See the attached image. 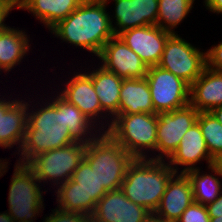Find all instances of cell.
Segmentation results:
<instances>
[{"label": "cell", "mask_w": 222, "mask_h": 222, "mask_svg": "<svg viewBox=\"0 0 222 222\" xmlns=\"http://www.w3.org/2000/svg\"><path fill=\"white\" fill-rule=\"evenodd\" d=\"M84 222H94L90 217H88Z\"/></svg>", "instance_id": "60d3db41"}, {"label": "cell", "mask_w": 222, "mask_h": 222, "mask_svg": "<svg viewBox=\"0 0 222 222\" xmlns=\"http://www.w3.org/2000/svg\"><path fill=\"white\" fill-rule=\"evenodd\" d=\"M199 112L190 104L167 112H158L156 160H167L177 149L183 135L197 121Z\"/></svg>", "instance_id": "8fae6325"}, {"label": "cell", "mask_w": 222, "mask_h": 222, "mask_svg": "<svg viewBox=\"0 0 222 222\" xmlns=\"http://www.w3.org/2000/svg\"><path fill=\"white\" fill-rule=\"evenodd\" d=\"M172 33L157 25H146L121 32L118 36L148 66L158 65L168 38Z\"/></svg>", "instance_id": "2e32d148"}, {"label": "cell", "mask_w": 222, "mask_h": 222, "mask_svg": "<svg viewBox=\"0 0 222 222\" xmlns=\"http://www.w3.org/2000/svg\"><path fill=\"white\" fill-rule=\"evenodd\" d=\"M215 165L219 168L221 175H222V156H220L216 161Z\"/></svg>", "instance_id": "f35d334b"}, {"label": "cell", "mask_w": 222, "mask_h": 222, "mask_svg": "<svg viewBox=\"0 0 222 222\" xmlns=\"http://www.w3.org/2000/svg\"><path fill=\"white\" fill-rule=\"evenodd\" d=\"M84 159L95 171L99 184L113 191L121 188L127 168L135 158L106 132H101L86 145Z\"/></svg>", "instance_id": "5b68a950"}, {"label": "cell", "mask_w": 222, "mask_h": 222, "mask_svg": "<svg viewBox=\"0 0 222 222\" xmlns=\"http://www.w3.org/2000/svg\"><path fill=\"white\" fill-rule=\"evenodd\" d=\"M97 60L99 62L96 63L122 79L143 78L147 75L148 66L119 36H113L105 43Z\"/></svg>", "instance_id": "5bb4252c"}, {"label": "cell", "mask_w": 222, "mask_h": 222, "mask_svg": "<svg viewBox=\"0 0 222 222\" xmlns=\"http://www.w3.org/2000/svg\"><path fill=\"white\" fill-rule=\"evenodd\" d=\"M158 66L191 85L206 67V49L180 34H172L166 41Z\"/></svg>", "instance_id": "ba28073f"}, {"label": "cell", "mask_w": 222, "mask_h": 222, "mask_svg": "<svg viewBox=\"0 0 222 222\" xmlns=\"http://www.w3.org/2000/svg\"><path fill=\"white\" fill-rule=\"evenodd\" d=\"M210 113L222 124V106L212 109Z\"/></svg>", "instance_id": "8d00e7d4"}, {"label": "cell", "mask_w": 222, "mask_h": 222, "mask_svg": "<svg viewBox=\"0 0 222 222\" xmlns=\"http://www.w3.org/2000/svg\"><path fill=\"white\" fill-rule=\"evenodd\" d=\"M0 222H15L10 214L6 211L0 212Z\"/></svg>", "instance_id": "74e56055"}, {"label": "cell", "mask_w": 222, "mask_h": 222, "mask_svg": "<svg viewBox=\"0 0 222 222\" xmlns=\"http://www.w3.org/2000/svg\"><path fill=\"white\" fill-rule=\"evenodd\" d=\"M191 182L185 173H175L167 183L165 193L152 214L155 222H176L193 203Z\"/></svg>", "instance_id": "ac0fdd59"}, {"label": "cell", "mask_w": 222, "mask_h": 222, "mask_svg": "<svg viewBox=\"0 0 222 222\" xmlns=\"http://www.w3.org/2000/svg\"><path fill=\"white\" fill-rule=\"evenodd\" d=\"M108 7L104 0H84L47 32L62 40L60 43L81 48L97 58L105 43L115 36Z\"/></svg>", "instance_id": "7a4b0ae2"}, {"label": "cell", "mask_w": 222, "mask_h": 222, "mask_svg": "<svg viewBox=\"0 0 222 222\" xmlns=\"http://www.w3.org/2000/svg\"><path fill=\"white\" fill-rule=\"evenodd\" d=\"M189 104L198 112H210L222 106V72L208 68L190 85Z\"/></svg>", "instance_id": "44dd1931"}, {"label": "cell", "mask_w": 222, "mask_h": 222, "mask_svg": "<svg viewBox=\"0 0 222 222\" xmlns=\"http://www.w3.org/2000/svg\"><path fill=\"white\" fill-rule=\"evenodd\" d=\"M176 222H210L206 205L193 201Z\"/></svg>", "instance_id": "f1b7e54d"}, {"label": "cell", "mask_w": 222, "mask_h": 222, "mask_svg": "<svg viewBox=\"0 0 222 222\" xmlns=\"http://www.w3.org/2000/svg\"><path fill=\"white\" fill-rule=\"evenodd\" d=\"M94 222H151L152 214L130 201L121 189L108 191L96 204Z\"/></svg>", "instance_id": "9a60e30c"}, {"label": "cell", "mask_w": 222, "mask_h": 222, "mask_svg": "<svg viewBox=\"0 0 222 222\" xmlns=\"http://www.w3.org/2000/svg\"><path fill=\"white\" fill-rule=\"evenodd\" d=\"M210 218L222 217V192L214 201L206 205Z\"/></svg>", "instance_id": "1f68e13d"}, {"label": "cell", "mask_w": 222, "mask_h": 222, "mask_svg": "<svg viewBox=\"0 0 222 222\" xmlns=\"http://www.w3.org/2000/svg\"><path fill=\"white\" fill-rule=\"evenodd\" d=\"M11 11L14 10L11 9L9 6L0 3V31L7 26V23L5 21L7 20L6 18L10 16Z\"/></svg>", "instance_id": "836d02e7"}, {"label": "cell", "mask_w": 222, "mask_h": 222, "mask_svg": "<svg viewBox=\"0 0 222 222\" xmlns=\"http://www.w3.org/2000/svg\"><path fill=\"white\" fill-rule=\"evenodd\" d=\"M210 222H222V217L210 218Z\"/></svg>", "instance_id": "ab89813d"}, {"label": "cell", "mask_w": 222, "mask_h": 222, "mask_svg": "<svg viewBox=\"0 0 222 222\" xmlns=\"http://www.w3.org/2000/svg\"><path fill=\"white\" fill-rule=\"evenodd\" d=\"M84 0H22L19 10L27 11L48 31L67 18Z\"/></svg>", "instance_id": "7402d4cb"}, {"label": "cell", "mask_w": 222, "mask_h": 222, "mask_svg": "<svg viewBox=\"0 0 222 222\" xmlns=\"http://www.w3.org/2000/svg\"><path fill=\"white\" fill-rule=\"evenodd\" d=\"M174 174L166 160L135 158L127 168L120 189L130 201L153 214Z\"/></svg>", "instance_id": "3957f363"}, {"label": "cell", "mask_w": 222, "mask_h": 222, "mask_svg": "<svg viewBox=\"0 0 222 222\" xmlns=\"http://www.w3.org/2000/svg\"><path fill=\"white\" fill-rule=\"evenodd\" d=\"M1 94L2 93H0V147L4 150H10L16 146L15 152L11 154L16 157L24 141L27 128L28 97L25 96L23 99V95L18 94V97L15 95L16 98H12V93L9 96L5 93ZM19 96L22 97L19 98Z\"/></svg>", "instance_id": "7c38bea8"}, {"label": "cell", "mask_w": 222, "mask_h": 222, "mask_svg": "<svg viewBox=\"0 0 222 222\" xmlns=\"http://www.w3.org/2000/svg\"><path fill=\"white\" fill-rule=\"evenodd\" d=\"M51 90L49 96V93L46 95L44 92V95L39 94L35 99L28 97V122L24 141L16 157L18 163L27 164L38 154L74 142L87 145L102 132L57 90L53 91L52 87Z\"/></svg>", "instance_id": "6da1fadb"}, {"label": "cell", "mask_w": 222, "mask_h": 222, "mask_svg": "<svg viewBox=\"0 0 222 222\" xmlns=\"http://www.w3.org/2000/svg\"><path fill=\"white\" fill-rule=\"evenodd\" d=\"M27 31L25 28L20 29L9 24L0 31V74L5 73L4 77L22 64V61L25 62L29 52H32L33 43L30 42V34L28 35Z\"/></svg>", "instance_id": "ffe728a7"}, {"label": "cell", "mask_w": 222, "mask_h": 222, "mask_svg": "<svg viewBox=\"0 0 222 222\" xmlns=\"http://www.w3.org/2000/svg\"><path fill=\"white\" fill-rule=\"evenodd\" d=\"M206 66L222 72V40L206 49Z\"/></svg>", "instance_id": "4dcf8cb0"}, {"label": "cell", "mask_w": 222, "mask_h": 222, "mask_svg": "<svg viewBox=\"0 0 222 222\" xmlns=\"http://www.w3.org/2000/svg\"><path fill=\"white\" fill-rule=\"evenodd\" d=\"M210 156L216 161L222 156V124L210 113L199 112L197 121Z\"/></svg>", "instance_id": "4316f807"}, {"label": "cell", "mask_w": 222, "mask_h": 222, "mask_svg": "<svg viewBox=\"0 0 222 222\" xmlns=\"http://www.w3.org/2000/svg\"><path fill=\"white\" fill-rule=\"evenodd\" d=\"M93 61H87L92 64L90 66L88 64V67L83 65L80 67H85L84 71L91 77L101 109L113 119L119 115L120 91L123 79L115 73L106 70L99 63L98 65L95 64L96 59Z\"/></svg>", "instance_id": "d6986e66"}, {"label": "cell", "mask_w": 222, "mask_h": 222, "mask_svg": "<svg viewBox=\"0 0 222 222\" xmlns=\"http://www.w3.org/2000/svg\"><path fill=\"white\" fill-rule=\"evenodd\" d=\"M205 11H209L210 14L222 15V0H203L202 1Z\"/></svg>", "instance_id": "d6a6232c"}, {"label": "cell", "mask_w": 222, "mask_h": 222, "mask_svg": "<svg viewBox=\"0 0 222 222\" xmlns=\"http://www.w3.org/2000/svg\"><path fill=\"white\" fill-rule=\"evenodd\" d=\"M80 68V71L79 69ZM76 72L71 73V69L65 73L67 79L61 80L57 91L65 100L75 105L87 118L91 120L102 132H105L111 124L112 119L101 109L100 101L95 92L91 77L82 67H78ZM72 74V75H71ZM72 76L70 78V76ZM69 78V79H68ZM63 81V82H62ZM65 82V83H64Z\"/></svg>", "instance_id": "9c48e42d"}, {"label": "cell", "mask_w": 222, "mask_h": 222, "mask_svg": "<svg viewBox=\"0 0 222 222\" xmlns=\"http://www.w3.org/2000/svg\"><path fill=\"white\" fill-rule=\"evenodd\" d=\"M71 179L78 183L83 192L82 214L90 217L98 201L108 191L99 184L95 171L85 159L80 162Z\"/></svg>", "instance_id": "d4e9b609"}, {"label": "cell", "mask_w": 222, "mask_h": 222, "mask_svg": "<svg viewBox=\"0 0 222 222\" xmlns=\"http://www.w3.org/2000/svg\"><path fill=\"white\" fill-rule=\"evenodd\" d=\"M148 81L155 113L173 111L189 104L190 85L160 66L148 67Z\"/></svg>", "instance_id": "30bf717a"}, {"label": "cell", "mask_w": 222, "mask_h": 222, "mask_svg": "<svg viewBox=\"0 0 222 222\" xmlns=\"http://www.w3.org/2000/svg\"><path fill=\"white\" fill-rule=\"evenodd\" d=\"M201 161H206V166L215 164V160L207 149L199 124L196 122L183 135L177 149L166 162L175 173H185L188 170L200 168Z\"/></svg>", "instance_id": "e0dca14e"}, {"label": "cell", "mask_w": 222, "mask_h": 222, "mask_svg": "<svg viewBox=\"0 0 222 222\" xmlns=\"http://www.w3.org/2000/svg\"><path fill=\"white\" fill-rule=\"evenodd\" d=\"M9 184L7 212L15 222H36L44 216V195L48 192L26 165L15 162ZM43 186V187H41ZM45 192V193H44ZM44 194V195H43Z\"/></svg>", "instance_id": "8992f818"}, {"label": "cell", "mask_w": 222, "mask_h": 222, "mask_svg": "<svg viewBox=\"0 0 222 222\" xmlns=\"http://www.w3.org/2000/svg\"><path fill=\"white\" fill-rule=\"evenodd\" d=\"M51 211L48 215L45 214L41 222H84L88 218L83 214L67 212L57 207Z\"/></svg>", "instance_id": "f546056e"}, {"label": "cell", "mask_w": 222, "mask_h": 222, "mask_svg": "<svg viewBox=\"0 0 222 222\" xmlns=\"http://www.w3.org/2000/svg\"><path fill=\"white\" fill-rule=\"evenodd\" d=\"M104 2L107 6L113 3L111 6L113 10L108 12L115 36L128 29L156 25L158 0H104Z\"/></svg>", "instance_id": "4fadbf2b"}, {"label": "cell", "mask_w": 222, "mask_h": 222, "mask_svg": "<svg viewBox=\"0 0 222 222\" xmlns=\"http://www.w3.org/2000/svg\"><path fill=\"white\" fill-rule=\"evenodd\" d=\"M196 0H158L156 25L162 30L178 34V26L189 17Z\"/></svg>", "instance_id": "484cf974"}, {"label": "cell", "mask_w": 222, "mask_h": 222, "mask_svg": "<svg viewBox=\"0 0 222 222\" xmlns=\"http://www.w3.org/2000/svg\"><path fill=\"white\" fill-rule=\"evenodd\" d=\"M157 123V113L119 114L105 132L134 158L156 160Z\"/></svg>", "instance_id": "277c9868"}, {"label": "cell", "mask_w": 222, "mask_h": 222, "mask_svg": "<svg viewBox=\"0 0 222 222\" xmlns=\"http://www.w3.org/2000/svg\"><path fill=\"white\" fill-rule=\"evenodd\" d=\"M185 172L191 182L193 199L202 205L214 202L222 192V175L219 168L213 164Z\"/></svg>", "instance_id": "cb8c5ba5"}, {"label": "cell", "mask_w": 222, "mask_h": 222, "mask_svg": "<svg viewBox=\"0 0 222 222\" xmlns=\"http://www.w3.org/2000/svg\"><path fill=\"white\" fill-rule=\"evenodd\" d=\"M85 147L84 143L74 142L62 148L38 154L26 165L44 187L49 184L48 190L51 191L53 188V191L58 185L72 178L73 173L84 159Z\"/></svg>", "instance_id": "52a82bcc"}, {"label": "cell", "mask_w": 222, "mask_h": 222, "mask_svg": "<svg viewBox=\"0 0 222 222\" xmlns=\"http://www.w3.org/2000/svg\"><path fill=\"white\" fill-rule=\"evenodd\" d=\"M155 113L148 81L145 77L123 79L119 114Z\"/></svg>", "instance_id": "603a6c76"}, {"label": "cell", "mask_w": 222, "mask_h": 222, "mask_svg": "<svg viewBox=\"0 0 222 222\" xmlns=\"http://www.w3.org/2000/svg\"><path fill=\"white\" fill-rule=\"evenodd\" d=\"M0 3L9 6L13 10L15 9L19 10L22 0H0Z\"/></svg>", "instance_id": "d590c367"}, {"label": "cell", "mask_w": 222, "mask_h": 222, "mask_svg": "<svg viewBox=\"0 0 222 222\" xmlns=\"http://www.w3.org/2000/svg\"><path fill=\"white\" fill-rule=\"evenodd\" d=\"M9 159L10 158H8V159H6V158L5 159L4 158L1 159L0 158V178L3 177L8 172V170L10 169L9 165L11 163L9 162Z\"/></svg>", "instance_id": "e575fe53"}, {"label": "cell", "mask_w": 222, "mask_h": 222, "mask_svg": "<svg viewBox=\"0 0 222 222\" xmlns=\"http://www.w3.org/2000/svg\"><path fill=\"white\" fill-rule=\"evenodd\" d=\"M54 190L53 197H56L54 200H56L58 209L82 214L83 192L78 187V183L69 179Z\"/></svg>", "instance_id": "83f0119b"}]
</instances>
